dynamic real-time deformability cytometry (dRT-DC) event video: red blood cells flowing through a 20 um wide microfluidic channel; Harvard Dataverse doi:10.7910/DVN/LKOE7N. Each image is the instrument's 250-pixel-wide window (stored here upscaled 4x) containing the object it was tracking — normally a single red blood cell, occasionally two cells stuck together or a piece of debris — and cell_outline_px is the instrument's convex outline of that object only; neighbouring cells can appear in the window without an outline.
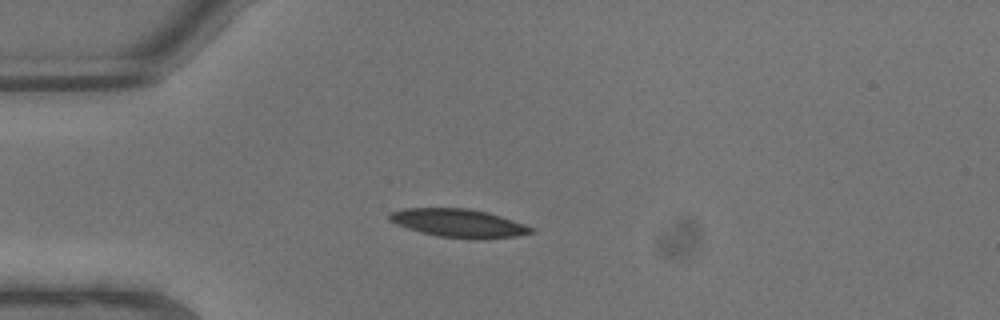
{"species": "common noctule bat (a hibernating species)", "species_latin": "Nyctalus noctula", "temperature_condition": "warm", "stored_images_in_passage": 7, "camera_frame_rate_fps": 3000, "um_per_image_px": 0.085, "animal": {"sex": "male", "body_mass_g": 13.3}, "frame": {"image": 1, "passage_image": 5, "time_ms": 1.333, "image_size_px": [1000, 320], "cell_outline_px": [[536, 232], [516, 236], [484, 240], [476, 240], [440, 236], [420, 232], [396, 224], [388, 220], [388, 212], [404, 208], [468, 208], [488, 212], [536, 228]], "centroid_in_image_um": [39.0, 18.97], "position_along_channel_um": 46.0, "area_um2": 23.7}}
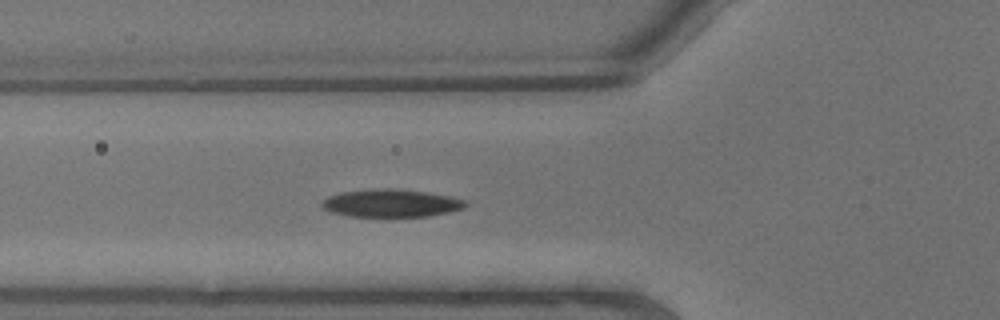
{"frame": {"image": 2, "passage_image": 7, "time_ms": 2.0, "image_size_px": [1000, 320], "cell_outline_px": [[468, 204], [464, 208], [448, 212], [428, 216], [348, 216], [332, 212], [324, 208], [320, 204], [328, 196], [340, 192], [372, 188], [392, 188], [428, 192], [448, 196], [464, 200]], "centroid_in_image_um": [33.22, 17.25], "position_along_channel_um": 92.6, "area_um2": 23.18}}